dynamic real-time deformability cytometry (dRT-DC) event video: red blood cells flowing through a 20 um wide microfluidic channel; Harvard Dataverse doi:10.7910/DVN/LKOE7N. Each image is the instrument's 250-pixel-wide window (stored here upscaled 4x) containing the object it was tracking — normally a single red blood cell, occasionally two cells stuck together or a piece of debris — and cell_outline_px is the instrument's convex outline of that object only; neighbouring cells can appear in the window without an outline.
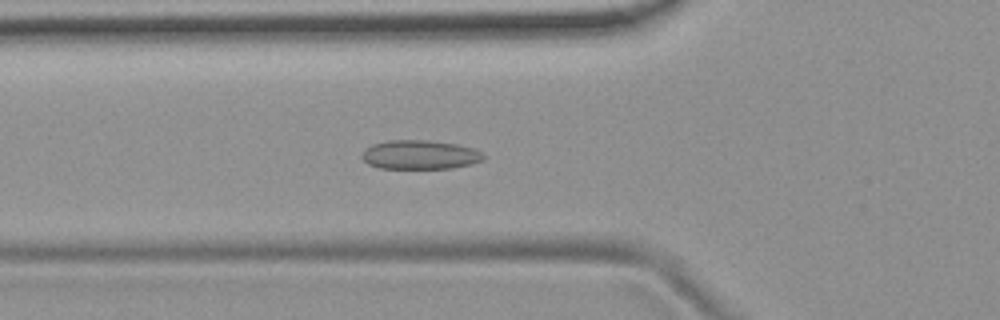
{"species": "common noctule bat (a hibernating species)", "species_latin": "Nyctalus noctula", "temperature_condition": "room temperature", "stored_images_in_passage": 38, "camera_frame_rate_fps": 3000, "um_per_image_px": 0.085, "animal": {"sex": "female", "body_mass_g": 19.9}, "frame": {"image": 1, "passage_image": 7, "time_ms": 2.0, "image_size_px": [1000, 320], "cell_outline_px": [[484, 160], [472, 164], [452, 168], [380, 168], [368, 164], [360, 156], [372, 144], [388, 140], [428, 140], [456, 144], [472, 148], [480, 152], [484, 156]], "centroid_in_image_um": [35.7, 13.15], "position_along_channel_um": 90.1, "area_um2": 20.46}}
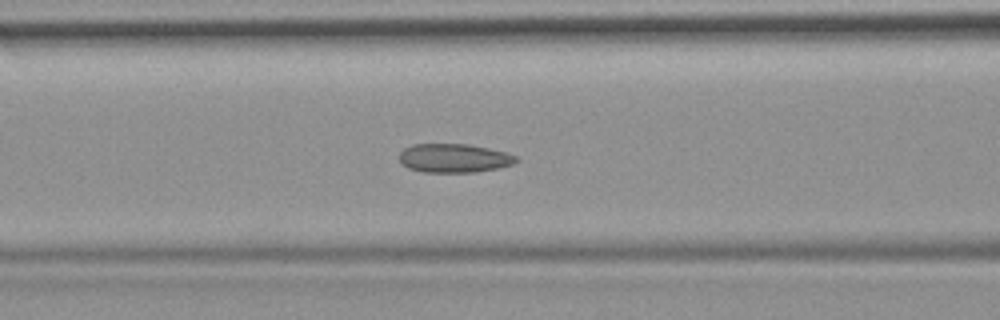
{"frame": {"image": 2, "passage_image": 10, "time_ms": 3.0, "image_size_px": [1000, 320], "cell_outline_px": [[520, 160], [512, 164], [500, 168], [476, 172], [424, 172], [408, 168], [400, 160], [400, 152], [404, 148], [412, 144], [468, 144], [508, 152], [516, 156]], "centroid_in_image_um": [38.63, 13.44], "position_along_channel_um": 128.0, "area_um2": 19.71}}
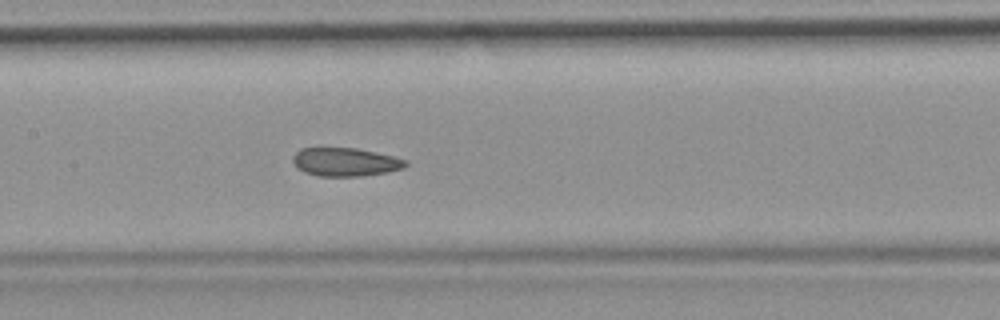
{"frame": {"image": 3, "passage_image": 14, "time_ms": 4.333, "image_size_px": [1000, 320], "cell_outline_px": [[408, 164], [404, 168], [388, 172], [364, 176], [320, 176], [304, 172], [292, 160], [292, 156], [300, 148], [356, 148], [376, 152], [408, 160]], "centroid_in_image_um": [29.39, 13.77], "position_along_channel_um": 178.0, "area_um2": 18.67}, "authors_computed_cell_mechanics": {"area_um2": 19.5942, "velocity_mm_per_s": 3.7717, "shape_relaxation_time_tau1_ms": null, "shape_relaxation_time_tau2_ms": 1.7021, "deformation_change_tau1": null, "deformation_change_tau2": 0.0757}}